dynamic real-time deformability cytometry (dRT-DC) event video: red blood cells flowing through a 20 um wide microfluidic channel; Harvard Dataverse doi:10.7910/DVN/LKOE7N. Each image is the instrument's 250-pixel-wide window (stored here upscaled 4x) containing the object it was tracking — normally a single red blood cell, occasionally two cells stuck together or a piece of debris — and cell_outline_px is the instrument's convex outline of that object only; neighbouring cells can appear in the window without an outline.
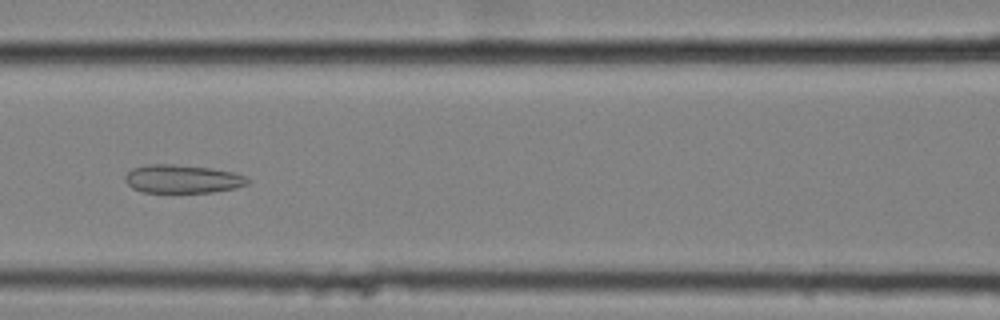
{"species": "common noctule bat (a hibernating species)", "species_latin": "Nyctalus noctula", "temperature_condition": "cold", "stored_images_in_passage": 51, "camera_frame_rate_fps": 3000, "um_per_image_px": 0.085, "animal": {"sex": "female", "body_mass_g": 25.1}, "frame": {"image": 1, "passage_image": 19, "time_ms": 6.0, "image_size_px": [1000, 320], "cell_outline_px": [[252, 180], [248, 184], [236, 188], [212, 192], [144, 192], [132, 188], [124, 180], [124, 176], [132, 168], [148, 164], [172, 164], [212, 168], [232, 172], [244, 176]], "centroid_in_image_um": [15.51, 15.21], "position_along_channel_um": 151.1, "area_um2": 20.29}}
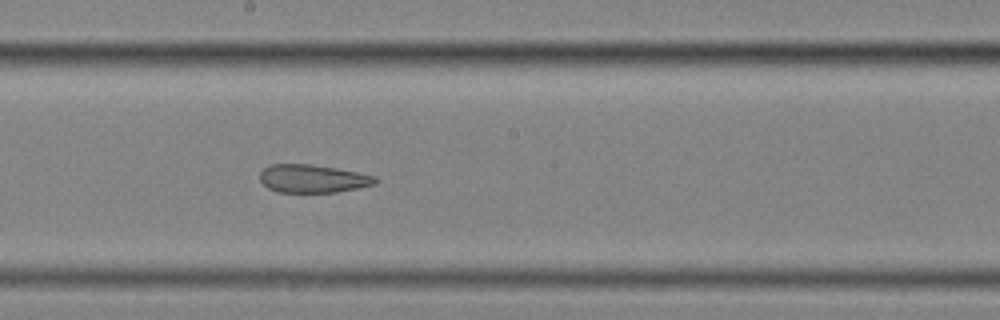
{"frame": {"image": 2, "passage_image": 25, "time_ms": 8.0, "image_size_px": [1000, 320], "cell_outline_px": [[380, 180], [376, 184], [336, 192], [276, 192], [268, 188], [260, 180], [260, 172], [264, 168], [272, 164], [308, 164], [356, 172], [376, 176]], "centroid_in_image_um": [26.58, 15.19], "position_along_channel_um": 221.6, "area_um2": 18.73}}
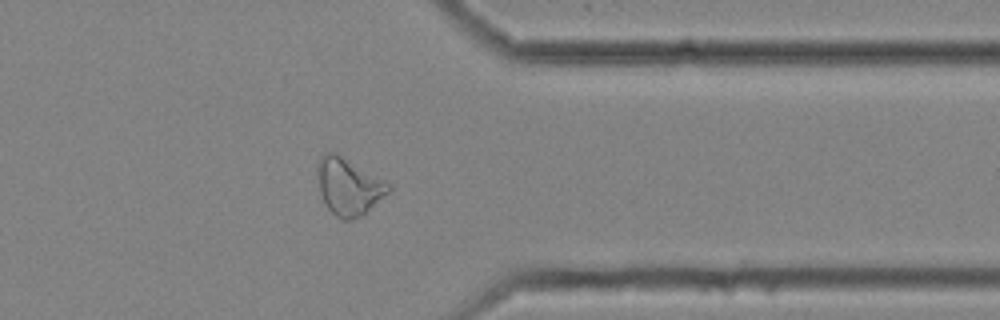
{"frame": {"image": 3, "passage_image": 39, "time_ms": 12.667, "image_size_px": [1000, 320], "cell_outline_px": [[392, 188], [388, 192], [360, 216], [352, 220], [344, 220], [336, 216], [324, 204], [320, 192], [316, 172], [316, 164], [320, 156], [324, 152], [336, 152], [392, 184]], "centroid_in_image_um": [29.59, 15.82], "position_along_channel_um": 381.8, "area_um2": 23.64}}